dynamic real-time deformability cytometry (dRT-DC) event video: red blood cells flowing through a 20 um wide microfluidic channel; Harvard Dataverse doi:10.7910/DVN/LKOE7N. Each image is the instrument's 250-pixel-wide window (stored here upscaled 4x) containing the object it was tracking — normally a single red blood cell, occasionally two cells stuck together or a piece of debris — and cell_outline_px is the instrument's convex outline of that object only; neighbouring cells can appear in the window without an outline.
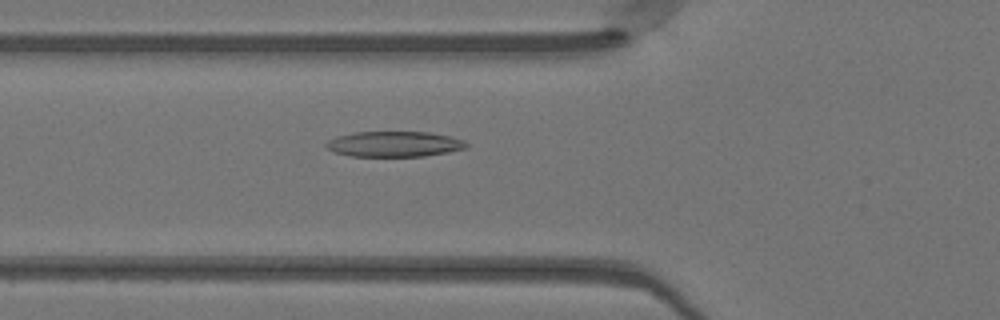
{"species": "Egyptian fruit bat (a non-hibernating species)", "species_latin": "Rousettus aegyptiacus", "temperature_condition": "warm", "stored_images_in_passage": 42, "camera_frame_rate_fps": 3000, "um_per_image_px": 0.085, "animal": {"sex": "female"}, "frame": {"image": 1, "passage_image": 11, "time_ms": 3.333, "image_size_px": [1000, 320], "cell_outline_px": [[456, 148], [440, 152], [416, 156], [360, 156], [344, 152], [352, 136], [368, 132], [416, 132], [440, 136]], "centroid_in_image_um": [33.7, 12.27], "position_along_channel_um": 92.1, "area_um2": 15.72}}
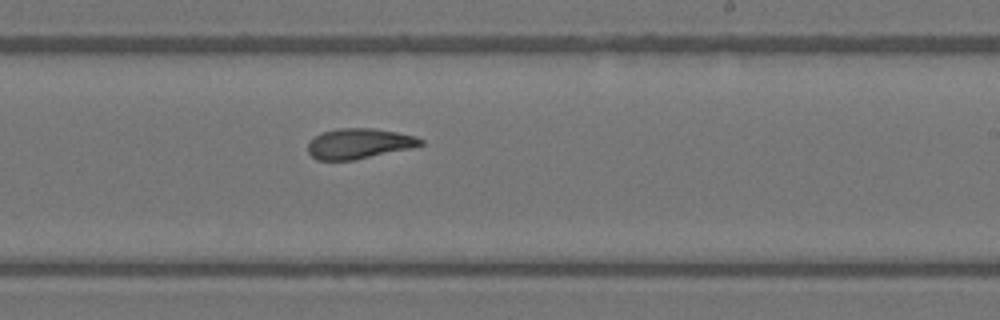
{"frame": {"image": 2, "passage_image": 23, "time_ms": 7.333, "image_size_px": [1000, 320], "cell_outline_px": [[420, 144], [364, 156], [344, 160], [324, 160], [316, 156], [312, 152], [312, 140], [328, 132], [388, 132], [408, 136], [420, 140]], "centroid_in_image_um": [30.45, 12.27], "position_along_channel_um": 258.5, "area_um2": 15.95}}
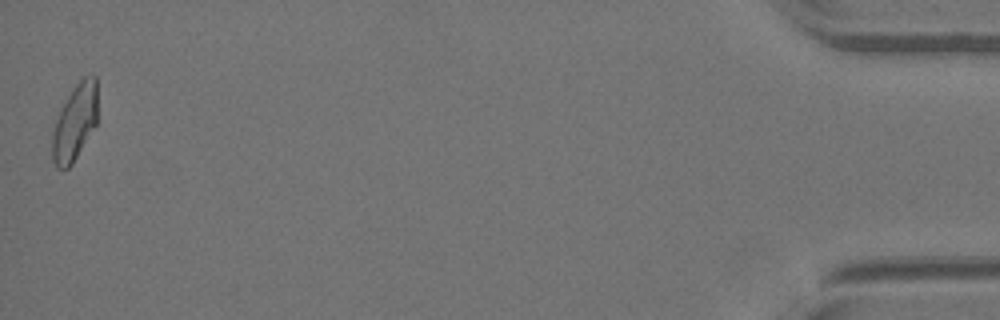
{"frame": {"image": 3, "passage_image": 42, "time_ms": 13.667, "image_size_px": [1000, 320], "cell_outline_px": [[96, 124], [72, 160], [68, 164], [56, 144], [56, 128], [60, 120], [96, 80]], "centroid_in_image_um": [6.56, 10.58], "position_along_channel_um": 428.6, "area_um2": 13.06}, "authors_computed_cell_mechanics": {"area_um2": 15.9817, "velocity_mm_per_s": 4.1501, "shape_relaxation_time_tau1_ms": null, "shape_relaxation_time_tau2_ms": 11.2973, "deformation_change_tau1": null, "deformation_change_tau2": 0.2167}}